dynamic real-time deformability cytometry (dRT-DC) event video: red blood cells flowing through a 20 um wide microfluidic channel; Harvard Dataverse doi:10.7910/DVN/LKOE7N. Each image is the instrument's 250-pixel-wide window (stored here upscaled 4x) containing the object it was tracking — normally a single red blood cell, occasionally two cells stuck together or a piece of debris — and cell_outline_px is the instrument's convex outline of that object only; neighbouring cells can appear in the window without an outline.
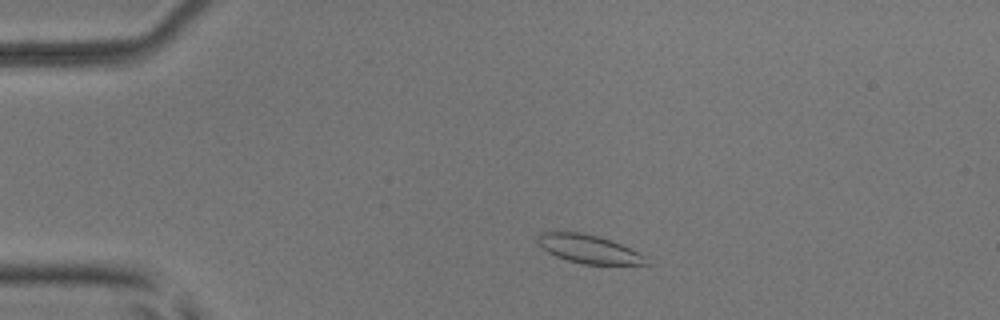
{"species": "common noctule bat (a hibernating species)", "species_latin": "Nyctalus noctula", "temperature_condition": "room temperature", "stored_images_in_passage": 4, "camera_frame_rate_fps": 3000, "um_per_image_px": 0.085, "animal": {"sex": "male", "body_mass_g": 17.9, "forearm_length_mm": 54.2}, "frame": {"image": 1, "passage_image": 2, "time_ms": 0.333, "image_size_px": [1000, 320], "cell_outline_px": [[652, 264], [584, 264], [568, 260], [556, 256], [548, 252], [536, 240], [540, 232], [580, 232], [596, 236], [620, 244], [644, 256]], "centroid_in_image_um": [50.02, 21.17], "position_along_channel_um": 35.0, "area_um2": 17.46}}